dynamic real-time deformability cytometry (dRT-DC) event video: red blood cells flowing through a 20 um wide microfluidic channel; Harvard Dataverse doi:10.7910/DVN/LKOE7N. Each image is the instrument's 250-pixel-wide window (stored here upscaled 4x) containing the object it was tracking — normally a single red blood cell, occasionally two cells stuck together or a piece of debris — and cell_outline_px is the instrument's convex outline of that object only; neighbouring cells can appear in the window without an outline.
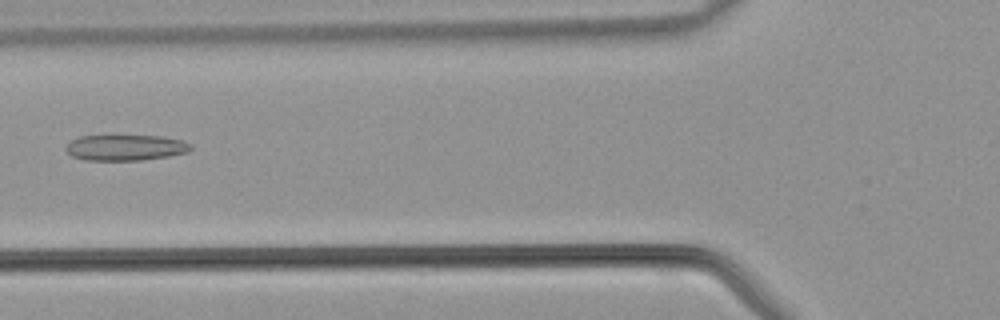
{"species": "common noctule bat (a hibernating species)", "species_latin": "Nyctalus noctula", "temperature_condition": "warm", "stored_images_in_passage": 40, "camera_frame_rate_fps": 3000, "um_per_image_px": 0.085, "animal": {"sex": "male", "body_mass_g": 21.5, "forearm_length_mm": 52.0}, "frame": {"image": 1, "passage_image": 15, "time_ms": 4.667, "image_size_px": [1000, 320], "cell_outline_px": [[192, 148], [188, 152], [168, 156], [140, 160], [84, 160], [72, 156], [64, 148], [72, 140], [80, 136], [112, 132], [160, 136], [184, 140], [192, 144]], "centroid_in_image_um": [10.65, 12.48], "position_along_channel_um": 115.1, "area_um2": 19.88}}
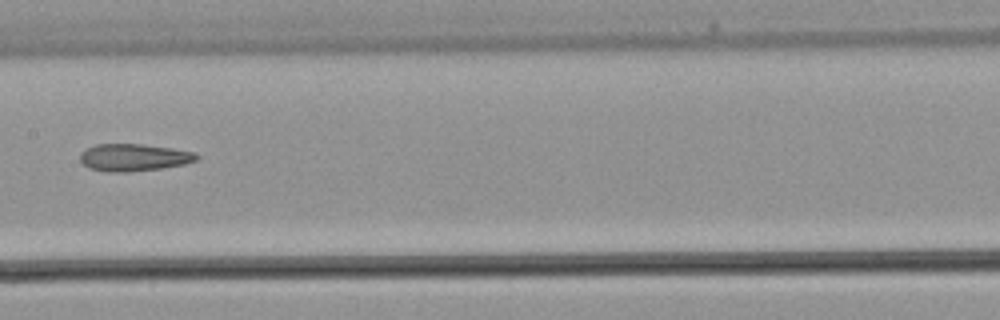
{"frame": {"image": 2, "passage_image": 20, "time_ms": 6.333, "image_size_px": [1000, 320], "cell_outline_px": [[200, 156], [196, 160], [184, 164], [160, 168], [120, 172], [116, 172], [88, 168], [80, 160], [80, 152], [96, 144], [140, 144], [172, 148], [196, 152]], "centroid_in_image_um": [11.38, 13.37], "position_along_channel_um": 196.0, "area_um2": 18.26}}
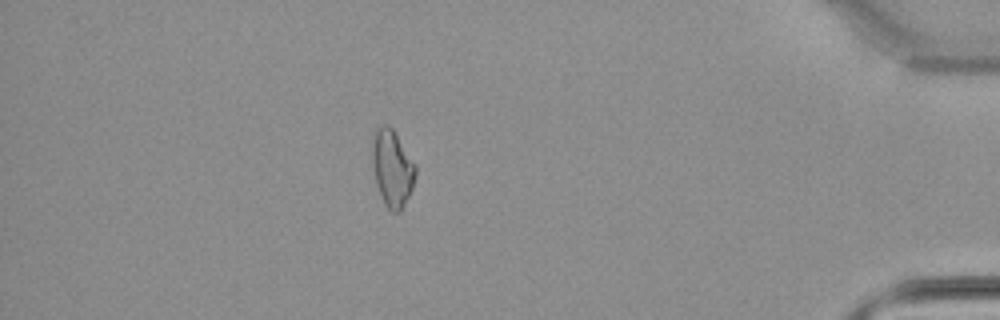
{"frame": {"image": 3, "passage_image": 36, "time_ms": 11.667, "image_size_px": [1000, 320], "cell_outline_px": [[416, 172], [412, 188], [400, 212], [392, 212], [388, 208], [380, 192], [376, 180], [372, 160], [372, 140], [376, 128], [380, 124], [388, 124], [392, 128], [416, 164]], "centroid_in_image_um": [33.35, 14.24], "position_along_channel_um": 401.9, "area_um2": 19.07}}